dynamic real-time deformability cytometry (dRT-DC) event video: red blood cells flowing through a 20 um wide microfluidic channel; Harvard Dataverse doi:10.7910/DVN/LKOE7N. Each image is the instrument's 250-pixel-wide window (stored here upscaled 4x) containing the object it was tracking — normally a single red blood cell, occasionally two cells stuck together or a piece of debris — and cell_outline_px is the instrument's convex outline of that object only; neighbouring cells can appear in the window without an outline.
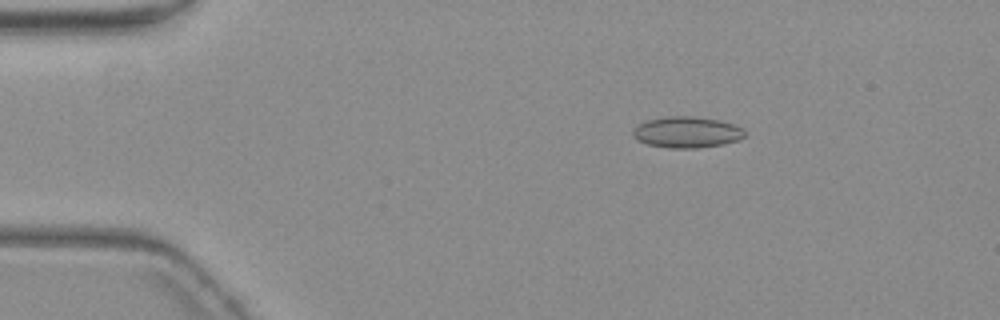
{"species": "common noctule bat (a hibernating species)", "species_latin": "Nyctalus noctula", "temperature_condition": "warm", "stored_images_in_passage": 6, "camera_frame_rate_fps": 3000, "um_per_image_px": 0.085, "animal": {"sex": "female", "body_mass_g": 19.3, "forearm_length_mm": 54.1}, "frame": {"image": 1, "passage_image": 3, "time_ms": 2.667, "image_size_px": [1000, 320], "cell_outline_px": [[744, 136], [740, 140], [724, 144], [696, 148], [672, 148], [648, 144], [636, 140], [632, 136], [632, 132], [640, 124], [648, 120], [668, 116], [692, 116], [720, 120], [744, 128]], "centroid_in_image_um": [58.4, 11.24], "position_along_channel_um": 26.6, "area_um2": 20.23}}